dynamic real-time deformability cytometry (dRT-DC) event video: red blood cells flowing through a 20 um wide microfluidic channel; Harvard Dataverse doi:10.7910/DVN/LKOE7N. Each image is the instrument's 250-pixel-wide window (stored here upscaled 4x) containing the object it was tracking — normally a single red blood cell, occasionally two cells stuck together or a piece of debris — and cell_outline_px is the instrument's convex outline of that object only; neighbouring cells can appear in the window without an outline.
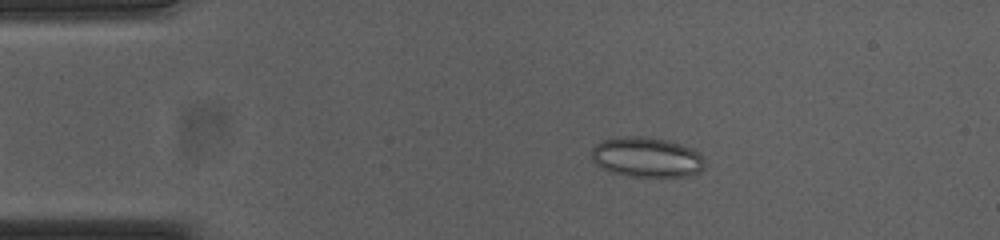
{"species": "common noctule bat (a hibernating species)", "species_latin": "Nyctalus noctula", "temperature_condition": "cold", "stored_images_in_passage": 54, "camera_frame_rate_fps": 3000, "um_per_image_px": 0.085, "animal": {"sex": "female", "body_mass_g": 23.0, "forearm_length_mm": 53.4}, "frame": {"image": 1, "passage_image": 10, "time_ms": 3.0, "image_size_px": [1000, 240], "cell_outline_px": [[704, 168], [700, 172], [688, 176], [632, 176], [612, 172], [596, 164], [592, 156], [592, 148], [596, 144], [604, 140], [620, 136], [644, 136], [668, 140], [692, 148], [704, 160]], "centroid_in_image_um": [54.98, 13.35], "position_along_channel_um": 30.0, "area_um2": 26.18}}
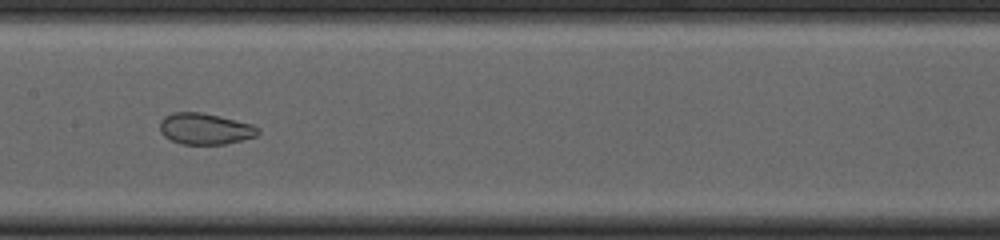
{"frame": {"image": 2, "passage_image": 27, "time_ms": 8.667, "image_size_px": [1000, 240], "cell_outline_px": [[260, 132], [256, 136], [224, 144], [180, 144], [164, 136], [160, 132], [160, 120], [164, 116], [172, 112], [200, 112], [252, 124], [260, 128]], "centroid_in_image_um": [17.4, 10.94], "position_along_channel_um": 190.0, "area_um2": 17.8}}
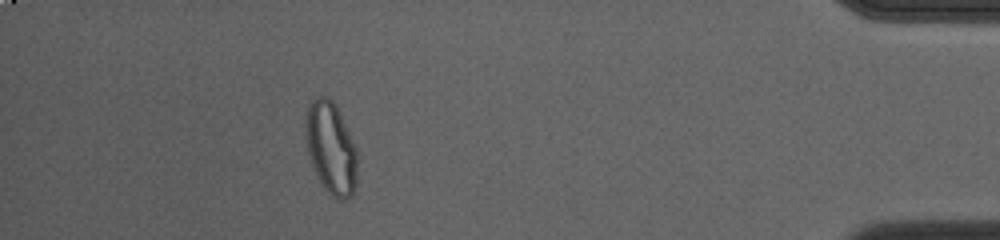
{"frame": {"image": 3, "passage_image": 49, "time_ms": 16.0, "image_size_px": [1000, 240], "cell_outline_px": [[356, 184], [352, 196], [344, 200], [336, 200], [324, 188], [316, 176], [312, 168], [308, 152], [304, 124], [308, 108], [312, 100], [316, 96], [328, 96], [332, 100], [340, 112], [356, 144]], "centroid_in_image_um": [28.13, 12.59], "position_along_channel_um": 407.1, "area_um2": 28.15}, "authors_computed_cell_mechanics": {"area_um2": 25.4031, "velocity_mm_per_s": 3.7065, "shape_relaxation_time_tau1_ms": null, "shape_relaxation_time_tau2_ms": 1.0209, "deformation_change_tau1": null, "deformation_change_tau2": 0.0588}}